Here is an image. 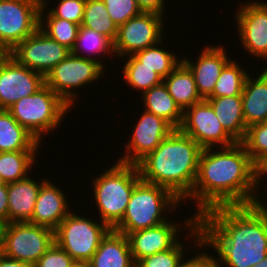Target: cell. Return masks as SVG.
I'll return each instance as SVG.
<instances>
[{
    "label": "cell",
    "instance_id": "cell-39",
    "mask_svg": "<svg viewBox=\"0 0 267 267\" xmlns=\"http://www.w3.org/2000/svg\"><path fill=\"white\" fill-rule=\"evenodd\" d=\"M73 261L70 255L54 242L33 267H70Z\"/></svg>",
    "mask_w": 267,
    "mask_h": 267
},
{
    "label": "cell",
    "instance_id": "cell-11",
    "mask_svg": "<svg viewBox=\"0 0 267 267\" xmlns=\"http://www.w3.org/2000/svg\"><path fill=\"white\" fill-rule=\"evenodd\" d=\"M163 18L156 13L141 12L118 26L113 42L115 56L123 59L161 42L166 36Z\"/></svg>",
    "mask_w": 267,
    "mask_h": 267
},
{
    "label": "cell",
    "instance_id": "cell-15",
    "mask_svg": "<svg viewBox=\"0 0 267 267\" xmlns=\"http://www.w3.org/2000/svg\"><path fill=\"white\" fill-rule=\"evenodd\" d=\"M142 112L132 128L130 140L124 145L123 156L117 160L119 162L137 165L174 130L163 118L145 110Z\"/></svg>",
    "mask_w": 267,
    "mask_h": 267
},
{
    "label": "cell",
    "instance_id": "cell-13",
    "mask_svg": "<svg viewBox=\"0 0 267 267\" xmlns=\"http://www.w3.org/2000/svg\"><path fill=\"white\" fill-rule=\"evenodd\" d=\"M248 2L240 3L235 12L237 35L241 47L250 56L258 61L263 59L267 64V3L257 0Z\"/></svg>",
    "mask_w": 267,
    "mask_h": 267
},
{
    "label": "cell",
    "instance_id": "cell-32",
    "mask_svg": "<svg viewBox=\"0 0 267 267\" xmlns=\"http://www.w3.org/2000/svg\"><path fill=\"white\" fill-rule=\"evenodd\" d=\"M81 26L104 35L112 42L117 36V25L109 17L106 5L102 0H86Z\"/></svg>",
    "mask_w": 267,
    "mask_h": 267
},
{
    "label": "cell",
    "instance_id": "cell-8",
    "mask_svg": "<svg viewBox=\"0 0 267 267\" xmlns=\"http://www.w3.org/2000/svg\"><path fill=\"white\" fill-rule=\"evenodd\" d=\"M104 72L106 68L99 61L70 53L46 74L45 84L73 108L80 98L76 88L98 82Z\"/></svg>",
    "mask_w": 267,
    "mask_h": 267
},
{
    "label": "cell",
    "instance_id": "cell-36",
    "mask_svg": "<svg viewBox=\"0 0 267 267\" xmlns=\"http://www.w3.org/2000/svg\"><path fill=\"white\" fill-rule=\"evenodd\" d=\"M185 246L180 240L171 248L139 260L135 267H180L185 261ZM186 251V252H185Z\"/></svg>",
    "mask_w": 267,
    "mask_h": 267
},
{
    "label": "cell",
    "instance_id": "cell-16",
    "mask_svg": "<svg viewBox=\"0 0 267 267\" xmlns=\"http://www.w3.org/2000/svg\"><path fill=\"white\" fill-rule=\"evenodd\" d=\"M44 85V75L9 56L0 66V110H8L15 102L33 95Z\"/></svg>",
    "mask_w": 267,
    "mask_h": 267
},
{
    "label": "cell",
    "instance_id": "cell-9",
    "mask_svg": "<svg viewBox=\"0 0 267 267\" xmlns=\"http://www.w3.org/2000/svg\"><path fill=\"white\" fill-rule=\"evenodd\" d=\"M54 242L53 229L30 222L8 223L3 255L33 266Z\"/></svg>",
    "mask_w": 267,
    "mask_h": 267
},
{
    "label": "cell",
    "instance_id": "cell-31",
    "mask_svg": "<svg viewBox=\"0 0 267 267\" xmlns=\"http://www.w3.org/2000/svg\"><path fill=\"white\" fill-rule=\"evenodd\" d=\"M164 38L156 45L150 46L144 50L138 51L134 56L151 69H154L163 79L166 78L182 61L173 51L162 47ZM161 46V47H159Z\"/></svg>",
    "mask_w": 267,
    "mask_h": 267
},
{
    "label": "cell",
    "instance_id": "cell-12",
    "mask_svg": "<svg viewBox=\"0 0 267 267\" xmlns=\"http://www.w3.org/2000/svg\"><path fill=\"white\" fill-rule=\"evenodd\" d=\"M179 130L193 138L203 149L230 147L237 142L224 130L211 104L202 101L183 111Z\"/></svg>",
    "mask_w": 267,
    "mask_h": 267
},
{
    "label": "cell",
    "instance_id": "cell-24",
    "mask_svg": "<svg viewBox=\"0 0 267 267\" xmlns=\"http://www.w3.org/2000/svg\"><path fill=\"white\" fill-rule=\"evenodd\" d=\"M41 143L8 110H0V152L40 151Z\"/></svg>",
    "mask_w": 267,
    "mask_h": 267
},
{
    "label": "cell",
    "instance_id": "cell-44",
    "mask_svg": "<svg viewBox=\"0 0 267 267\" xmlns=\"http://www.w3.org/2000/svg\"><path fill=\"white\" fill-rule=\"evenodd\" d=\"M7 224H8L7 222L0 219V255H2L4 251L5 230Z\"/></svg>",
    "mask_w": 267,
    "mask_h": 267
},
{
    "label": "cell",
    "instance_id": "cell-7",
    "mask_svg": "<svg viewBox=\"0 0 267 267\" xmlns=\"http://www.w3.org/2000/svg\"><path fill=\"white\" fill-rule=\"evenodd\" d=\"M96 220L71 211L54 230L55 243L74 261H89L111 230L107 224Z\"/></svg>",
    "mask_w": 267,
    "mask_h": 267
},
{
    "label": "cell",
    "instance_id": "cell-29",
    "mask_svg": "<svg viewBox=\"0 0 267 267\" xmlns=\"http://www.w3.org/2000/svg\"><path fill=\"white\" fill-rule=\"evenodd\" d=\"M45 10V7L41 4L39 14V28L41 31L49 38L72 50L78 36L80 25L54 17L49 11L47 12Z\"/></svg>",
    "mask_w": 267,
    "mask_h": 267
},
{
    "label": "cell",
    "instance_id": "cell-41",
    "mask_svg": "<svg viewBox=\"0 0 267 267\" xmlns=\"http://www.w3.org/2000/svg\"><path fill=\"white\" fill-rule=\"evenodd\" d=\"M0 219L8 223V184L0 186Z\"/></svg>",
    "mask_w": 267,
    "mask_h": 267
},
{
    "label": "cell",
    "instance_id": "cell-49",
    "mask_svg": "<svg viewBox=\"0 0 267 267\" xmlns=\"http://www.w3.org/2000/svg\"><path fill=\"white\" fill-rule=\"evenodd\" d=\"M253 267H267V256L264 260H262L261 262H259L258 264H256Z\"/></svg>",
    "mask_w": 267,
    "mask_h": 267
},
{
    "label": "cell",
    "instance_id": "cell-22",
    "mask_svg": "<svg viewBox=\"0 0 267 267\" xmlns=\"http://www.w3.org/2000/svg\"><path fill=\"white\" fill-rule=\"evenodd\" d=\"M90 267H135L128 238L111 229L89 260Z\"/></svg>",
    "mask_w": 267,
    "mask_h": 267
},
{
    "label": "cell",
    "instance_id": "cell-14",
    "mask_svg": "<svg viewBox=\"0 0 267 267\" xmlns=\"http://www.w3.org/2000/svg\"><path fill=\"white\" fill-rule=\"evenodd\" d=\"M70 53L71 50L49 38L38 28L31 36L20 42L10 52V56L19 64L46 76L54 66L64 60Z\"/></svg>",
    "mask_w": 267,
    "mask_h": 267
},
{
    "label": "cell",
    "instance_id": "cell-23",
    "mask_svg": "<svg viewBox=\"0 0 267 267\" xmlns=\"http://www.w3.org/2000/svg\"><path fill=\"white\" fill-rule=\"evenodd\" d=\"M215 114L224 130L236 141L242 142L247 127L242 109V95L208 97Z\"/></svg>",
    "mask_w": 267,
    "mask_h": 267
},
{
    "label": "cell",
    "instance_id": "cell-43",
    "mask_svg": "<svg viewBox=\"0 0 267 267\" xmlns=\"http://www.w3.org/2000/svg\"><path fill=\"white\" fill-rule=\"evenodd\" d=\"M0 267H33L29 263L11 259L3 254L0 255Z\"/></svg>",
    "mask_w": 267,
    "mask_h": 267
},
{
    "label": "cell",
    "instance_id": "cell-27",
    "mask_svg": "<svg viewBox=\"0 0 267 267\" xmlns=\"http://www.w3.org/2000/svg\"><path fill=\"white\" fill-rule=\"evenodd\" d=\"M37 154L38 151L0 152V175L4 182L14 183L29 176L37 164Z\"/></svg>",
    "mask_w": 267,
    "mask_h": 267
},
{
    "label": "cell",
    "instance_id": "cell-47",
    "mask_svg": "<svg viewBox=\"0 0 267 267\" xmlns=\"http://www.w3.org/2000/svg\"><path fill=\"white\" fill-rule=\"evenodd\" d=\"M180 267H196V254L191 258L185 259V261L180 265Z\"/></svg>",
    "mask_w": 267,
    "mask_h": 267
},
{
    "label": "cell",
    "instance_id": "cell-3",
    "mask_svg": "<svg viewBox=\"0 0 267 267\" xmlns=\"http://www.w3.org/2000/svg\"><path fill=\"white\" fill-rule=\"evenodd\" d=\"M202 149L193 138L174 129L137 164L141 180L163 186L183 201L194 187Z\"/></svg>",
    "mask_w": 267,
    "mask_h": 267
},
{
    "label": "cell",
    "instance_id": "cell-17",
    "mask_svg": "<svg viewBox=\"0 0 267 267\" xmlns=\"http://www.w3.org/2000/svg\"><path fill=\"white\" fill-rule=\"evenodd\" d=\"M176 222L177 220L170 222L169 219L165 223L127 235L135 264L147 256L171 249L179 241L182 227Z\"/></svg>",
    "mask_w": 267,
    "mask_h": 267
},
{
    "label": "cell",
    "instance_id": "cell-46",
    "mask_svg": "<svg viewBox=\"0 0 267 267\" xmlns=\"http://www.w3.org/2000/svg\"><path fill=\"white\" fill-rule=\"evenodd\" d=\"M9 56L10 52L3 45H0V66Z\"/></svg>",
    "mask_w": 267,
    "mask_h": 267
},
{
    "label": "cell",
    "instance_id": "cell-45",
    "mask_svg": "<svg viewBox=\"0 0 267 267\" xmlns=\"http://www.w3.org/2000/svg\"><path fill=\"white\" fill-rule=\"evenodd\" d=\"M258 176H267V157L258 165Z\"/></svg>",
    "mask_w": 267,
    "mask_h": 267
},
{
    "label": "cell",
    "instance_id": "cell-34",
    "mask_svg": "<svg viewBox=\"0 0 267 267\" xmlns=\"http://www.w3.org/2000/svg\"><path fill=\"white\" fill-rule=\"evenodd\" d=\"M249 157L258 166L267 157V122L249 126L241 142Z\"/></svg>",
    "mask_w": 267,
    "mask_h": 267
},
{
    "label": "cell",
    "instance_id": "cell-42",
    "mask_svg": "<svg viewBox=\"0 0 267 267\" xmlns=\"http://www.w3.org/2000/svg\"><path fill=\"white\" fill-rule=\"evenodd\" d=\"M263 178H266L267 179V176H258V185L261 186V183H262V186L264 185L262 180L265 182V180ZM267 189V188H266ZM267 191V190H266ZM263 193V191L260 193L258 192L257 193V196H256V199H255V202H254V205L263 213L267 216V202H264V201H267V200H264L265 196L267 195L266 192L264 194H261ZM266 194V195H265ZM263 196V198H262ZM261 199V200H260ZM263 200V201H262ZM262 201V202H261Z\"/></svg>",
    "mask_w": 267,
    "mask_h": 267
},
{
    "label": "cell",
    "instance_id": "cell-6",
    "mask_svg": "<svg viewBox=\"0 0 267 267\" xmlns=\"http://www.w3.org/2000/svg\"><path fill=\"white\" fill-rule=\"evenodd\" d=\"M71 108L46 84L33 95L21 98L8 111L42 143L44 136L62 125Z\"/></svg>",
    "mask_w": 267,
    "mask_h": 267
},
{
    "label": "cell",
    "instance_id": "cell-10",
    "mask_svg": "<svg viewBox=\"0 0 267 267\" xmlns=\"http://www.w3.org/2000/svg\"><path fill=\"white\" fill-rule=\"evenodd\" d=\"M41 0H0V45L11 52L39 28Z\"/></svg>",
    "mask_w": 267,
    "mask_h": 267
},
{
    "label": "cell",
    "instance_id": "cell-21",
    "mask_svg": "<svg viewBox=\"0 0 267 267\" xmlns=\"http://www.w3.org/2000/svg\"><path fill=\"white\" fill-rule=\"evenodd\" d=\"M264 68L257 77L248 74L244 83L242 109L247 128L267 122V67Z\"/></svg>",
    "mask_w": 267,
    "mask_h": 267
},
{
    "label": "cell",
    "instance_id": "cell-37",
    "mask_svg": "<svg viewBox=\"0 0 267 267\" xmlns=\"http://www.w3.org/2000/svg\"><path fill=\"white\" fill-rule=\"evenodd\" d=\"M41 1L45 9L54 17L65 19L81 26L86 0H60L58 5H55L53 8L47 6L49 1Z\"/></svg>",
    "mask_w": 267,
    "mask_h": 267
},
{
    "label": "cell",
    "instance_id": "cell-2",
    "mask_svg": "<svg viewBox=\"0 0 267 267\" xmlns=\"http://www.w3.org/2000/svg\"><path fill=\"white\" fill-rule=\"evenodd\" d=\"M204 249L224 267H253L267 256V216L254 204L222 206L198 217Z\"/></svg>",
    "mask_w": 267,
    "mask_h": 267
},
{
    "label": "cell",
    "instance_id": "cell-26",
    "mask_svg": "<svg viewBox=\"0 0 267 267\" xmlns=\"http://www.w3.org/2000/svg\"><path fill=\"white\" fill-rule=\"evenodd\" d=\"M163 82L182 111L203 100L197 91L191 70L182 61Z\"/></svg>",
    "mask_w": 267,
    "mask_h": 267
},
{
    "label": "cell",
    "instance_id": "cell-35",
    "mask_svg": "<svg viewBox=\"0 0 267 267\" xmlns=\"http://www.w3.org/2000/svg\"><path fill=\"white\" fill-rule=\"evenodd\" d=\"M185 226H184V225ZM182 224V227L184 228L183 230H187V237H185V239H191V241L194 243L191 242V245L192 247L197 248L199 250L202 249V252L199 253L197 252L196 254V267H224L222 265V262L220 260V258L218 259V256H213L211 255L209 252H205L203 250L204 247H206V244L202 241V233H201V228L198 224V218L193 215V216H190L188 219H186L184 221V223ZM193 239V240H192ZM201 248V249H200Z\"/></svg>",
    "mask_w": 267,
    "mask_h": 267
},
{
    "label": "cell",
    "instance_id": "cell-1",
    "mask_svg": "<svg viewBox=\"0 0 267 267\" xmlns=\"http://www.w3.org/2000/svg\"><path fill=\"white\" fill-rule=\"evenodd\" d=\"M260 190L258 166L237 142L230 147L202 149L194 187L182 202L194 200L198 218L217 207L253 205Z\"/></svg>",
    "mask_w": 267,
    "mask_h": 267
},
{
    "label": "cell",
    "instance_id": "cell-20",
    "mask_svg": "<svg viewBox=\"0 0 267 267\" xmlns=\"http://www.w3.org/2000/svg\"><path fill=\"white\" fill-rule=\"evenodd\" d=\"M33 177L8 184V223L29 222L42 183ZM39 182V183H38Z\"/></svg>",
    "mask_w": 267,
    "mask_h": 267
},
{
    "label": "cell",
    "instance_id": "cell-33",
    "mask_svg": "<svg viewBox=\"0 0 267 267\" xmlns=\"http://www.w3.org/2000/svg\"><path fill=\"white\" fill-rule=\"evenodd\" d=\"M246 68L239 62L230 60L222 69L214 90L209 97L242 95L244 83L248 76Z\"/></svg>",
    "mask_w": 267,
    "mask_h": 267
},
{
    "label": "cell",
    "instance_id": "cell-19",
    "mask_svg": "<svg viewBox=\"0 0 267 267\" xmlns=\"http://www.w3.org/2000/svg\"><path fill=\"white\" fill-rule=\"evenodd\" d=\"M67 195L46 178L42 183L34 206L30 223L55 230L63 219L74 209H70Z\"/></svg>",
    "mask_w": 267,
    "mask_h": 267
},
{
    "label": "cell",
    "instance_id": "cell-48",
    "mask_svg": "<svg viewBox=\"0 0 267 267\" xmlns=\"http://www.w3.org/2000/svg\"><path fill=\"white\" fill-rule=\"evenodd\" d=\"M70 267H90L89 261H73Z\"/></svg>",
    "mask_w": 267,
    "mask_h": 267
},
{
    "label": "cell",
    "instance_id": "cell-50",
    "mask_svg": "<svg viewBox=\"0 0 267 267\" xmlns=\"http://www.w3.org/2000/svg\"><path fill=\"white\" fill-rule=\"evenodd\" d=\"M5 184H6V183L4 182L2 176L0 175V186H1V185H5Z\"/></svg>",
    "mask_w": 267,
    "mask_h": 267
},
{
    "label": "cell",
    "instance_id": "cell-18",
    "mask_svg": "<svg viewBox=\"0 0 267 267\" xmlns=\"http://www.w3.org/2000/svg\"><path fill=\"white\" fill-rule=\"evenodd\" d=\"M223 44L207 45L200 51L195 62L187 56L182 62L191 70L197 91L202 99H207L213 92L216 81L224 66L231 60Z\"/></svg>",
    "mask_w": 267,
    "mask_h": 267
},
{
    "label": "cell",
    "instance_id": "cell-38",
    "mask_svg": "<svg viewBox=\"0 0 267 267\" xmlns=\"http://www.w3.org/2000/svg\"><path fill=\"white\" fill-rule=\"evenodd\" d=\"M106 5L109 17L118 26L124 24L129 19L139 15L136 0H102Z\"/></svg>",
    "mask_w": 267,
    "mask_h": 267
},
{
    "label": "cell",
    "instance_id": "cell-30",
    "mask_svg": "<svg viewBox=\"0 0 267 267\" xmlns=\"http://www.w3.org/2000/svg\"><path fill=\"white\" fill-rule=\"evenodd\" d=\"M123 61L125 64L122 67V76L127 85L138 92H146L154 86L163 82V78L154 69L144 66L134 55L126 56Z\"/></svg>",
    "mask_w": 267,
    "mask_h": 267
},
{
    "label": "cell",
    "instance_id": "cell-4",
    "mask_svg": "<svg viewBox=\"0 0 267 267\" xmlns=\"http://www.w3.org/2000/svg\"><path fill=\"white\" fill-rule=\"evenodd\" d=\"M141 181L137 165L116 161L92 180L100 221L113 229L123 218L134 187Z\"/></svg>",
    "mask_w": 267,
    "mask_h": 267
},
{
    "label": "cell",
    "instance_id": "cell-25",
    "mask_svg": "<svg viewBox=\"0 0 267 267\" xmlns=\"http://www.w3.org/2000/svg\"><path fill=\"white\" fill-rule=\"evenodd\" d=\"M143 109L163 118L174 129H179L183 121V111L175 103L173 97L162 82L142 94Z\"/></svg>",
    "mask_w": 267,
    "mask_h": 267
},
{
    "label": "cell",
    "instance_id": "cell-5",
    "mask_svg": "<svg viewBox=\"0 0 267 267\" xmlns=\"http://www.w3.org/2000/svg\"><path fill=\"white\" fill-rule=\"evenodd\" d=\"M180 204L182 201L169 189L141 180L134 187L122 220L113 230L127 236L134 231L165 223L172 217L167 213L172 215Z\"/></svg>",
    "mask_w": 267,
    "mask_h": 267
},
{
    "label": "cell",
    "instance_id": "cell-28",
    "mask_svg": "<svg viewBox=\"0 0 267 267\" xmlns=\"http://www.w3.org/2000/svg\"><path fill=\"white\" fill-rule=\"evenodd\" d=\"M71 53H73L77 56L97 60L105 68L108 65H107V63L105 65L101 61L102 56H103V58H104V56H105V58L107 56L109 57V55L115 56L114 55L115 53H114V48H113V42L110 39H108L107 37H105L102 34L97 33L94 30L88 29V28L83 27V26H80L78 36H77V39L75 41L74 47L71 50ZM100 54H102V55L100 56ZM97 56H99L98 58H100V57L101 58L98 59V58H96Z\"/></svg>",
    "mask_w": 267,
    "mask_h": 267
},
{
    "label": "cell",
    "instance_id": "cell-40",
    "mask_svg": "<svg viewBox=\"0 0 267 267\" xmlns=\"http://www.w3.org/2000/svg\"><path fill=\"white\" fill-rule=\"evenodd\" d=\"M165 0H136L139 9L142 12L156 13L159 15H165Z\"/></svg>",
    "mask_w": 267,
    "mask_h": 267
}]
</instances>
